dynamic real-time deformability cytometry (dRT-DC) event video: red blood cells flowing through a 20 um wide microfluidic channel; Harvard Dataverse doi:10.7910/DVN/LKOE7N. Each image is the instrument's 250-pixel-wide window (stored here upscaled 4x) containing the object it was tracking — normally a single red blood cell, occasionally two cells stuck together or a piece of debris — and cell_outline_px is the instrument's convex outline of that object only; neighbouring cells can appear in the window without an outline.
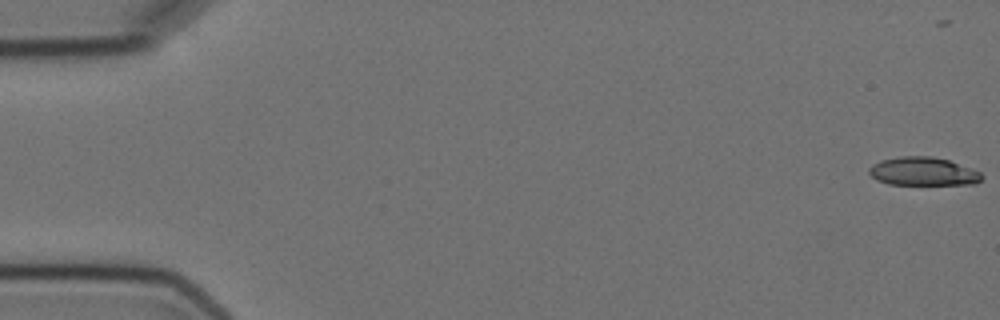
{"species": "Egyptian fruit bat (a non-hibernating species)", "species_latin": "Rousettus aegyptiacus", "temperature_condition": "cold", "stored_images_in_passage": 8, "camera_frame_rate_fps": 3000, "um_per_image_px": 0.085, "animal": {"sex": "female"}, "frame": {"image": 1, "passage_image": 1, "time_ms": 0.0, "image_size_px": [1000, 320], "cell_outline_px": [[984, 176], [976, 184], [888, 184], [876, 180], [868, 172], [868, 168], [872, 164], [880, 160], [900, 156], [932, 156], [948, 160], [972, 168], [980, 172]], "centroid_in_image_um": [78.45, 14.56], "position_along_channel_um": 6.6, "area_um2": 18.73}}
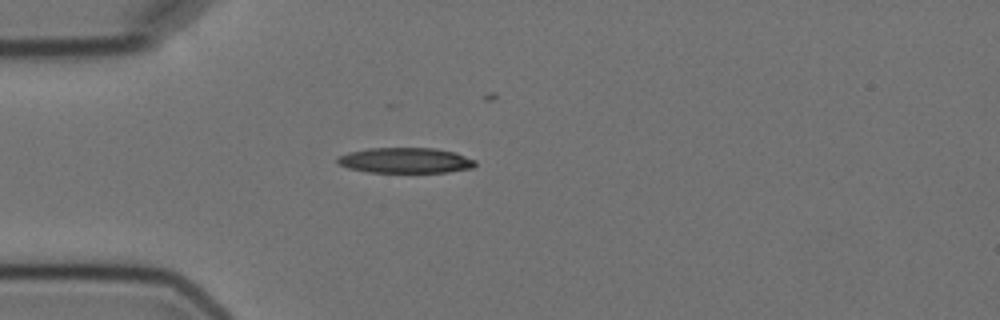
{"frame": {"image": 2, "passage_image": 5, "time_ms": 5.0, "image_size_px": [1000, 320], "cell_outline_px": [[476, 164], [472, 168], [448, 172], [368, 172], [348, 168], [336, 164], [336, 156], [348, 152], [368, 148], [436, 148], [456, 152], [476, 160]], "centroid_in_image_um": [34.43, 13.63], "position_along_channel_um": 50.6, "area_um2": 20.69}}
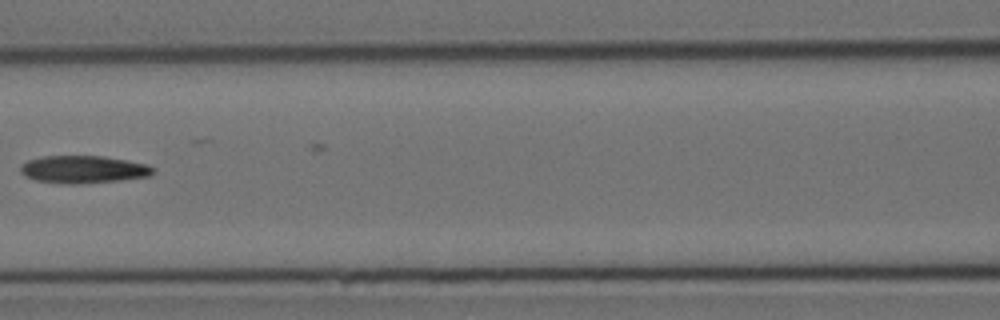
{"frame": {"image": 3, "passage_image": 8, "time_ms": 8.333, "image_size_px": [1000, 320], "cell_outline_px": [[156, 172], [152, 176], [120, 180], [80, 184], [64, 184], [36, 180], [24, 176], [20, 172], [20, 164], [28, 160], [40, 156], [104, 156], [148, 164], [156, 168]], "centroid_in_image_um": [7.11, 14.4], "position_along_channel_um": 159.5, "area_um2": 21.68}}